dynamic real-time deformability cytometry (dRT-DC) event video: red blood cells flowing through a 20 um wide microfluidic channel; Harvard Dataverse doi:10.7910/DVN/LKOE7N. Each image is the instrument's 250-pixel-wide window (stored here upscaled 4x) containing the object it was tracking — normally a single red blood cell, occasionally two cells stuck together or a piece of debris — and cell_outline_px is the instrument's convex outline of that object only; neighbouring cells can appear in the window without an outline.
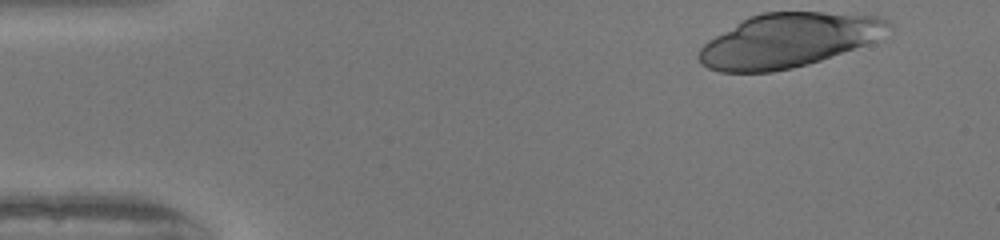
{"species": "human", "species_latin": "Homo sapiens", "temperature_condition": "warm", "stored_images_in_passage": 37, "camera_frame_rate_fps": 3000, "um_per_image_px": 0.085, "donor": {"sex": "female"}, "frame": {"image": 1, "passage_image": 1, "time_ms": 0.0, "image_size_px": [1000, 240], "cell_outline_px": [[892, 24], [872, 40], [864, 44], [820, 60], [808, 64], [792, 68], [772, 72], [720, 72], [708, 68], [700, 64], [696, 56], [700, 48], [708, 40], [740, 20], [748, 16], [760, 12], [824, 12], [880, 16], [888, 20]], "centroid_in_image_um": [66.9, 3.42], "position_along_channel_um": 18.1, "area_um2": 59.25}}